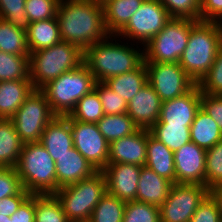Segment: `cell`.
<instances>
[{
	"label": "cell",
	"mask_w": 222,
	"mask_h": 222,
	"mask_svg": "<svg viewBox=\"0 0 222 222\" xmlns=\"http://www.w3.org/2000/svg\"><path fill=\"white\" fill-rule=\"evenodd\" d=\"M56 19L61 41L83 51L110 35L104 24L103 5L91 0H60Z\"/></svg>",
	"instance_id": "6da1fadb"
},
{
	"label": "cell",
	"mask_w": 222,
	"mask_h": 222,
	"mask_svg": "<svg viewBox=\"0 0 222 222\" xmlns=\"http://www.w3.org/2000/svg\"><path fill=\"white\" fill-rule=\"evenodd\" d=\"M111 37L115 35H108L84 51V63L96 82H104L115 75L133 71L144 62V51L126 45L128 43L120 45L116 40L114 43Z\"/></svg>",
	"instance_id": "7a4b0ae2"
},
{
	"label": "cell",
	"mask_w": 222,
	"mask_h": 222,
	"mask_svg": "<svg viewBox=\"0 0 222 222\" xmlns=\"http://www.w3.org/2000/svg\"><path fill=\"white\" fill-rule=\"evenodd\" d=\"M221 43L219 22L198 21L191 28L188 44L178 63L196 84L213 65Z\"/></svg>",
	"instance_id": "3957f363"
},
{
	"label": "cell",
	"mask_w": 222,
	"mask_h": 222,
	"mask_svg": "<svg viewBox=\"0 0 222 222\" xmlns=\"http://www.w3.org/2000/svg\"><path fill=\"white\" fill-rule=\"evenodd\" d=\"M15 169L23 189L32 195L55 194L59 189L55 161L40 142L23 144Z\"/></svg>",
	"instance_id": "277c9868"
},
{
	"label": "cell",
	"mask_w": 222,
	"mask_h": 222,
	"mask_svg": "<svg viewBox=\"0 0 222 222\" xmlns=\"http://www.w3.org/2000/svg\"><path fill=\"white\" fill-rule=\"evenodd\" d=\"M84 63V51L77 45L60 41L29 54V78L34 89H41L61 74Z\"/></svg>",
	"instance_id": "5b68a950"
},
{
	"label": "cell",
	"mask_w": 222,
	"mask_h": 222,
	"mask_svg": "<svg viewBox=\"0 0 222 222\" xmlns=\"http://www.w3.org/2000/svg\"><path fill=\"white\" fill-rule=\"evenodd\" d=\"M94 76L83 63L78 68L61 74L40 90L46 95L52 112L56 116H67L76 103L94 89Z\"/></svg>",
	"instance_id": "8992f818"
},
{
	"label": "cell",
	"mask_w": 222,
	"mask_h": 222,
	"mask_svg": "<svg viewBox=\"0 0 222 222\" xmlns=\"http://www.w3.org/2000/svg\"><path fill=\"white\" fill-rule=\"evenodd\" d=\"M107 193L106 178L102 171L68 186L54 194L70 222H88L95 206Z\"/></svg>",
	"instance_id": "52a82bcc"
},
{
	"label": "cell",
	"mask_w": 222,
	"mask_h": 222,
	"mask_svg": "<svg viewBox=\"0 0 222 222\" xmlns=\"http://www.w3.org/2000/svg\"><path fill=\"white\" fill-rule=\"evenodd\" d=\"M198 21L172 17L161 32L154 36L144 47V62L178 63L185 50L191 28Z\"/></svg>",
	"instance_id": "ba28073f"
},
{
	"label": "cell",
	"mask_w": 222,
	"mask_h": 222,
	"mask_svg": "<svg viewBox=\"0 0 222 222\" xmlns=\"http://www.w3.org/2000/svg\"><path fill=\"white\" fill-rule=\"evenodd\" d=\"M56 115L52 112L46 95L34 89L11 117L23 143L40 142L43 131Z\"/></svg>",
	"instance_id": "9c48e42d"
},
{
	"label": "cell",
	"mask_w": 222,
	"mask_h": 222,
	"mask_svg": "<svg viewBox=\"0 0 222 222\" xmlns=\"http://www.w3.org/2000/svg\"><path fill=\"white\" fill-rule=\"evenodd\" d=\"M147 81L162 102L185 95L197 84L174 62H144Z\"/></svg>",
	"instance_id": "30bf717a"
},
{
	"label": "cell",
	"mask_w": 222,
	"mask_h": 222,
	"mask_svg": "<svg viewBox=\"0 0 222 222\" xmlns=\"http://www.w3.org/2000/svg\"><path fill=\"white\" fill-rule=\"evenodd\" d=\"M172 17L159 0H144L129 22L115 35L136 39L145 46Z\"/></svg>",
	"instance_id": "8fae6325"
},
{
	"label": "cell",
	"mask_w": 222,
	"mask_h": 222,
	"mask_svg": "<svg viewBox=\"0 0 222 222\" xmlns=\"http://www.w3.org/2000/svg\"><path fill=\"white\" fill-rule=\"evenodd\" d=\"M209 194L204 185L174 183L168 198L159 207L161 222H189Z\"/></svg>",
	"instance_id": "7c38bea8"
},
{
	"label": "cell",
	"mask_w": 222,
	"mask_h": 222,
	"mask_svg": "<svg viewBox=\"0 0 222 222\" xmlns=\"http://www.w3.org/2000/svg\"><path fill=\"white\" fill-rule=\"evenodd\" d=\"M70 127L76 150L96 171H102L108 164L109 142L101 134L97 124L70 118Z\"/></svg>",
	"instance_id": "4fadbf2b"
},
{
	"label": "cell",
	"mask_w": 222,
	"mask_h": 222,
	"mask_svg": "<svg viewBox=\"0 0 222 222\" xmlns=\"http://www.w3.org/2000/svg\"><path fill=\"white\" fill-rule=\"evenodd\" d=\"M175 183L205 186L206 150L190 141L174 152Z\"/></svg>",
	"instance_id": "5bb4252c"
},
{
	"label": "cell",
	"mask_w": 222,
	"mask_h": 222,
	"mask_svg": "<svg viewBox=\"0 0 222 222\" xmlns=\"http://www.w3.org/2000/svg\"><path fill=\"white\" fill-rule=\"evenodd\" d=\"M141 168L142 166L134 164H107L102 170L107 193L124 202L136 201Z\"/></svg>",
	"instance_id": "9a60e30c"
},
{
	"label": "cell",
	"mask_w": 222,
	"mask_h": 222,
	"mask_svg": "<svg viewBox=\"0 0 222 222\" xmlns=\"http://www.w3.org/2000/svg\"><path fill=\"white\" fill-rule=\"evenodd\" d=\"M202 93L196 85L185 95L162 102L160 117L155 125L191 126L201 107Z\"/></svg>",
	"instance_id": "2e32d148"
},
{
	"label": "cell",
	"mask_w": 222,
	"mask_h": 222,
	"mask_svg": "<svg viewBox=\"0 0 222 222\" xmlns=\"http://www.w3.org/2000/svg\"><path fill=\"white\" fill-rule=\"evenodd\" d=\"M147 130L138 129L131 135L109 143L108 164L125 163L145 166Z\"/></svg>",
	"instance_id": "e0dca14e"
},
{
	"label": "cell",
	"mask_w": 222,
	"mask_h": 222,
	"mask_svg": "<svg viewBox=\"0 0 222 222\" xmlns=\"http://www.w3.org/2000/svg\"><path fill=\"white\" fill-rule=\"evenodd\" d=\"M162 100L146 83L127 104V114L139 129L149 130L160 117Z\"/></svg>",
	"instance_id": "ac0fdd59"
},
{
	"label": "cell",
	"mask_w": 222,
	"mask_h": 222,
	"mask_svg": "<svg viewBox=\"0 0 222 222\" xmlns=\"http://www.w3.org/2000/svg\"><path fill=\"white\" fill-rule=\"evenodd\" d=\"M40 143L48 151L54 161L74 147L70 117L56 116L46 125Z\"/></svg>",
	"instance_id": "d6986e66"
},
{
	"label": "cell",
	"mask_w": 222,
	"mask_h": 222,
	"mask_svg": "<svg viewBox=\"0 0 222 222\" xmlns=\"http://www.w3.org/2000/svg\"><path fill=\"white\" fill-rule=\"evenodd\" d=\"M55 166L57 186L59 188L89 178L97 172L75 147L71 148L69 152L58 156Z\"/></svg>",
	"instance_id": "ffe728a7"
},
{
	"label": "cell",
	"mask_w": 222,
	"mask_h": 222,
	"mask_svg": "<svg viewBox=\"0 0 222 222\" xmlns=\"http://www.w3.org/2000/svg\"><path fill=\"white\" fill-rule=\"evenodd\" d=\"M173 183L155 171L142 166L138 182L136 201L160 207L168 198Z\"/></svg>",
	"instance_id": "44dd1931"
},
{
	"label": "cell",
	"mask_w": 222,
	"mask_h": 222,
	"mask_svg": "<svg viewBox=\"0 0 222 222\" xmlns=\"http://www.w3.org/2000/svg\"><path fill=\"white\" fill-rule=\"evenodd\" d=\"M145 166L173 184L175 183L174 152L153 137L147 130V154Z\"/></svg>",
	"instance_id": "7402d4cb"
},
{
	"label": "cell",
	"mask_w": 222,
	"mask_h": 222,
	"mask_svg": "<svg viewBox=\"0 0 222 222\" xmlns=\"http://www.w3.org/2000/svg\"><path fill=\"white\" fill-rule=\"evenodd\" d=\"M33 90L31 80L0 82V118H11Z\"/></svg>",
	"instance_id": "603a6c76"
},
{
	"label": "cell",
	"mask_w": 222,
	"mask_h": 222,
	"mask_svg": "<svg viewBox=\"0 0 222 222\" xmlns=\"http://www.w3.org/2000/svg\"><path fill=\"white\" fill-rule=\"evenodd\" d=\"M144 0H108L104 5V24L110 35H116L140 8Z\"/></svg>",
	"instance_id": "cb8c5ba5"
},
{
	"label": "cell",
	"mask_w": 222,
	"mask_h": 222,
	"mask_svg": "<svg viewBox=\"0 0 222 222\" xmlns=\"http://www.w3.org/2000/svg\"><path fill=\"white\" fill-rule=\"evenodd\" d=\"M23 144L12 119L0 118V168H15Z\"/></svg>",
	"instance_id": "d4e9b609"
},
{
	"label": "cell",
	"mask_w": 222,
	"mask_h": 222,
	"mask_svg": "<svg viewBox=\"0 0 222 222\" xmlns=\"http://www.w3.org/2000/svg\"><path fill=\"white\" fill-rule=\"evenodd\" d=\"M29 53L51 47L61 41L56 17L48 20L31 22L27 31Z\"/></svg>",
	"instance_id": "484cf974"
},
{
	"label": "cell",
	"mask_w": 222,
	"mask_h": 222,
	"mask_svg": "<svg viewBox=\"0 0 222 222\" xmlns=\"http://www.w3.org/2000/svg\"><path fill=\"white\" fill-rule=\"evenodd\" d=\"M190 140L205 150L212 148L218 141L222 140V130L219 125L202 107L197 110L190 126Z\"/></svg>",
	"instance_id": "4316f807"
},
{
	"label": "cell",
	"mask_w": 222,
	"mask_h": 222,
	"mask_svg": "<svg viewBox=\"0 0 222 222\" xmlns=\"http://www.w3.org/2000/svg\"><path fill=\"white\" fill-rule=\"evenodd\" d=\"M104 82L128 103L148 83L146 65L143 62L137 69L115 75Z\"/></svg>",
	"instance_id": "83f0119b"
},
{
	"label": "cell",
	"mask_w": 222,
	"mask_h": 222,
	"mask_svg": "<svg viewBox=\"0 0 222 222\" xmlns=\"http://www.w3.org/2000/svg\"><path fill=\"white\" fill-rule=\"evenodd\" d=\"M99 131L110 143L136 132L139 128L127 114L104 115L97 123Z\"/></svg>",
	"instance_id": "f1b7e54d"
},
{
	"label": "cell",
	"mask_w": 222,
	"mask_h": 222,
	"mask_svg": "<svg viewBox=\"0 0 222 222\" xmlns=\"http://www.w3.org/2000/svg\"><path fill=\"white\" fill-rule=\"evenodd\" d=\"M0 50L5 53L29 56L27 37L24 30L18 29L0 18Z\"/></svg>",
	"instance_id": "f546056e"
},
{
	"label": "cell",
	"mask_w": 222,
	"mask_h": 222,
	"mask_svg": "<svg viewBox=\"0 0 222 222\" xmlns=\"http://www.w3.org/2000/svg\"><path fill=\"white\" fill-rule=\"evenodd\" d=\"M104 115L102 103L94 88L76 103L68 116L84 123H97Z\"/></svg>",
	"instance_id": "4dcf8cb0"
},
{
	"label": "cell",
	"mask_w": 222,
	"mask_h": 222,
	"mask_svg": "<svg viewBox=\"0 0 222 222\" xmlns=\"http://www.w3.org/2000/svg\"><path fill=\"white\" fill-rule=\"evenodd\" d=\"M149 132L173 152L191 141L190 126L153 125Z\"/></svg>",
	"instance_id": "1f68e13d"
},
{
	"label": "cell",
	"mask_w": 222,
	"mask_h": 222,
	"mask_svg": "<svg viewBox=\"0 0 222 222\" xmlns=\"http://www.w3.org/2000/svg\"><path fill=\"white\" fill-rule=\"evenodd\" d=\"M30 80L29 56L5 53L0 50V82Z\"/></svg>",
	"instance_id": "d6a6232c"
},
{
	"label": "cell",
	"mask_w": 222,
	"mask_h": 222,
	"mask_svg": "<svg viewBox=\"0 0 222 222\" xmlns=\"http://www.w3.org/2000/svg\"><path fill=\"white\" fill-rule=\"evenodd\" d=\"M35 222H70L54 194L35 195Z\"/></svg>",
	"instance_id": "836d02e7"
},
{
	"label": "cell",
	"mask_w": 222,
	"mask_h": 222,
	"mask_svg": "<svg viewBox=\"0 0 222 222\" xmlns=\"http://www.w3.org/2000/svg\"><path fill=\"white\" fill-rule=\"evenodd\" d=\"M126 202L106 193L93 209L88 222H122Z\"/></svg>",
	"instance_id": "e575fe53"
},
{
	"label": "cell",
	"mask_w": 222,
	"mask_h": 222,
	"mask_svg": "<svg viewBox=\"0 0 222 222\" xmlns=\"http://www.w3.org/2000/svg\"><path fill=\"white\" fill-rule=\"evenodd\" d=\"M205 186L209 190L222 186V140L206 150Z\"/></svg>",
	"instance_id": "d590c367"
},
{
	"label": "cell",
	"mask_w": 222,
	"mask_h": 222,
	"mask_svg": "<svg viewBox=\"0 0 222 222\" xmlns=\"http://www.w3.org/2000/svg\"><path fill=\"white\" fill-rule=\"evenodd\" d=\"M0 18L25 32L30 25L26 16L25 0H0Z\"/></svg>",
	"instance_id": "8d00e7d4"
},
{
	"label": "cell",
	"mask_w": 222,
	"mask_h": 222,
	"mask_svg": "<svg viewBox=\"0 0 222 222\" xmlns=\"http://www.w3.org/2000/svg\"><path fill=\"white\" fill-rule=\"evenodd\" d=\"M197 86L201 93L222 95V43L218 48L213 65L197 83Z\"/></svg>",
	"instance_id": "74e56055"
},
{
	"label": "cell",
	"mask_w": 222,
	"mask_h": 222,
	"mask_svg": "<svg viewBox=\"0 0 222 222\" xmlns=\"http://www.w3.org/2000/svg\"><path fill=\"white\" fill-rule=\"evenodd\" d=\"M122 222H161L160 209L148 203L126 202Z\"/></svg>",
	"instance_id": "f35d334b"
},
{
	"label": "cell",
	"mask_w": 222,
	"mask_h": 222,
	"mask_svg": "<svg viewBox=\"0 0 222 222\" xmlns=\"http://www.w3.org/2000/svg\"><path fill=\"white\" fill-rule=\"evenodd\" d=\"M94 88L97 90L106 115L127 113L128 103L105 82H96Z\"/></svg>",
	"instance_id": "ab89813d"
},
{
	"label": "cell",
	"mask_w": 222,
	"mask_h": 222,
	"mask_svg": "<svg viewBox=\"0 0 222 222\" xmlns=\"http://www.w3.org/2000/svg\"><path fill=\"white\" fill-rule=\"evenodd\" d=\"M60 0H25V11L29 22L55 18Z\"/></svg>",
	"instance_id": "60d3db41"
},
{
	"label": "cell",
	"mask_w": 222,
	"mask_h": 222,
	"mask_svg": "<svg viewBox=\"0 0 222 222\" xmlns=\"http://www.w3.org/2000/svg\"><path fill=\"white\" fill-rule=\"evenodd\" d=\"M171 17L200 21L201 0H159Z\"/></svg>",
	"instance_id": "b9f144b4"
},
{
	"label": "cell",
	"mask_w": 222,
	"mask_h": 222,
	"mask_svg": "<svg viewBox=\"0 0 222 222\" xmlns=\"http://www.w3.org/2000/svg\"><path fill=\"white\" fill-rule=\"evenodd\" d=\"M23 189L15 168H0V200L17 195Z\"/></svg>",
	"instance_id": "7bdbcfd3"
},
{
	"label": "cell",
	"mask_w": 222,
	"mask_h": 222,
	"mask_svg": "<svg viewBox=\"0 0 222 222\" xmlns=\"http://www.w3.org/2000/svg\"><path fill=\"white\" fill-rule=\"evenodd\" d=\"M189 222H222L218 205L210 194L199 205Z\"/></svg>",
	"instance_id": "ee69618b"
},
{
	"label": "cell",
	"mask_w": 222,
	"mask_h": 222,
	"mask_svg": "<svg viewBox=\"0 0 222 222\" xmlns=\"http://www.w3.org/2000/svg\"><path fill=\"white\" fill-rule=\"evenodd\" d=\"M201 107L222 130V95L202 93Z\"/></svg>",
	"instance_id": "f6af8a7d"
},
{
	"label": "cell",
	"mask_w": 222,
	"mask_h": 222,
	"mask_svg": "<svg viewBox=\"0 0 222 222\" xmlns=\"http://www.w3.org/2000/svg\"><path fill=\"white\" fill-rule=\"evenodd\" d=\"M9 222H35V195L30 194L9 217Z\"/></svg>",
	"instance_id": "bcb514c9"
},
{
	"label": "cell",
	"mask_w": 222,
	"mask_h": 222,
	"mask_svg": "<svg viewBox=\"0 0 222 222\" xmlns=\"http://www.w3.org/2000/svg\"><path fill=\"white\" fill-rule=\"evenodd\" d=\"M222 0H201L200 21L221 22Z\"/></svg>",
	"instance_id": "7dc6e473"
},
{
	"label": "cell",
	"mask_w": 222,
	"mask_h": 222,
	"mask_svg": "<svg viewBox=\"0 0 222 222\" xmlns=\"http://www.w3.org/2000/svg\"><path fill=\"white\" fill-rule=\"evenodd\" d=\"M29 195L28 191L22 189L17 195L4 197L0 200V214L10 217Z\"/></svg>",
	"instance_id": "c3c4849f"
},
{
	"label": "cell",
	"mask_w": 222,
	"mask_h": 222,
	"mask_svg": "<svg viewBox=\"0 0 222 222\" xmlns=\"http://www.w3.org/2000/svg\"><path fill=\"white\" fill-rule=\"evenodd\" d=\"M210 195L216 201L221 217H222V186L211 189Z\"/></svg>",
	"instance_id": "681fc988"
},
{
	"label": "cell",
	"mask_w": 222,
	"mask_h": 222,
	"mask_svg": "<svg viewBox=\"0 0 222 222\" xmlns=\"http://www.w3.org/2000/svg\"><path fill=\"white\" fill-rule=\"evenodd\" d=\"M0 222H9V217L0 214Z\"/></svg>",
	"instance_id": "f907efd6"
},
{
	"label": "cell",
	"mask_w": 222,
	"mask_h": 222,
	"mask_svg": "<svg viewBox=\"0 0 222 222\" xmlns=\"http://www.w3.org/2000/svg\"><path fill=\"white\" fill-rule=\"evenodd\" d=\"M92 2L104 5L108 0H91Z\"/></svg>",
	"instance_id": "816d5d0a"
}]
</instances>
